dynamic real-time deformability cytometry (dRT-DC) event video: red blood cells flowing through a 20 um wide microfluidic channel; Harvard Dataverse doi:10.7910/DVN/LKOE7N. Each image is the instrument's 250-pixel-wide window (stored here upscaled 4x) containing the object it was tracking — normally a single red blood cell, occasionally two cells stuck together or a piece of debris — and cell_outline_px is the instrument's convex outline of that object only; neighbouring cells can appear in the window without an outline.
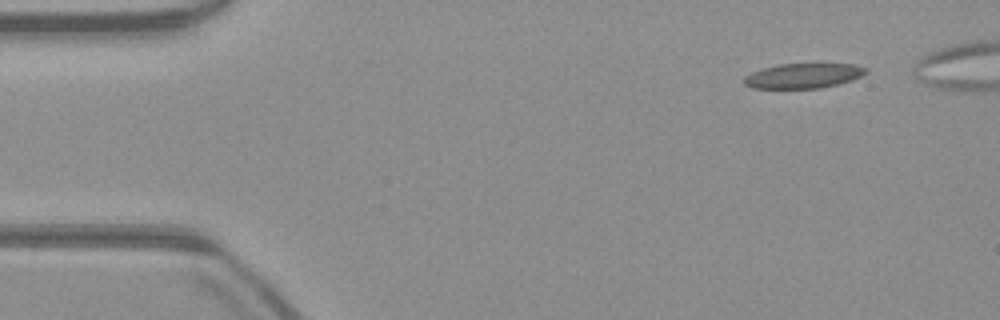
{"species": "common noctule bat (a hibernating species)", "species_latin": "Nyctalus noctula", "temperature_condition": "warm", "stored_images_in_passage": 43, "segment_of_instrument_passage": [1, 2], "camera_frame_rate_fps": 3000, "um_per_image_px": 0.085, "animal": {"sex": "male", "body_mass_g": 23.1, "forearm_length_mm": 52.7}, "frame": {"image": 1, "passage_image": 1, "time_ms": 0.0, "image_size_px": [1000, 320], "cell_outline_px": [[868, 72], [852, 80], [840, 84], [820, 88], [752, 88], [744, 84], [744, 76], [752, 72], [776, 64], [856, 64], [868, 68]], "centroid_in_image_um": [68.3, 6.44], "position_along_channel_um": 16.7, "area_um2": 17.74}}
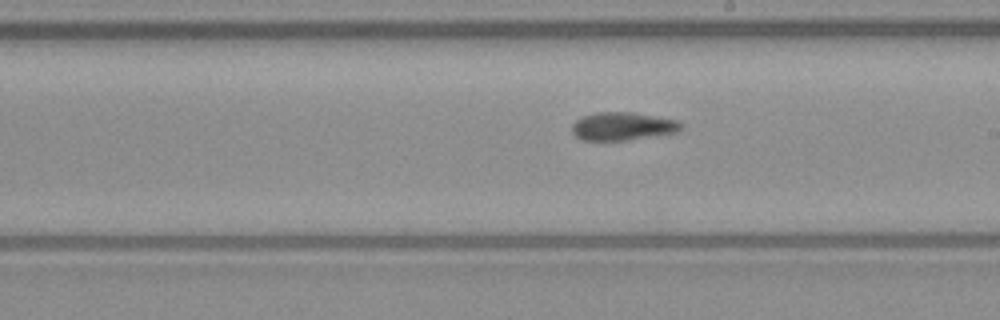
{"frame": {"image": 2, "passage_image": 25, "time_ms": 8.0, "image_size_px": [1000, 320], "cell_outline_px": [[684, 128], [680, 132], [628, 140], [580, 140], [572, 132], [572, 124], [576, 120], [584, 116], [596, 112], [632, 112], [676, 120], [684, 124]], "centroid_in_image_um": [52.96, 10.74], "position_along_channel_um": 236.0, "area_um2": 17.98}}
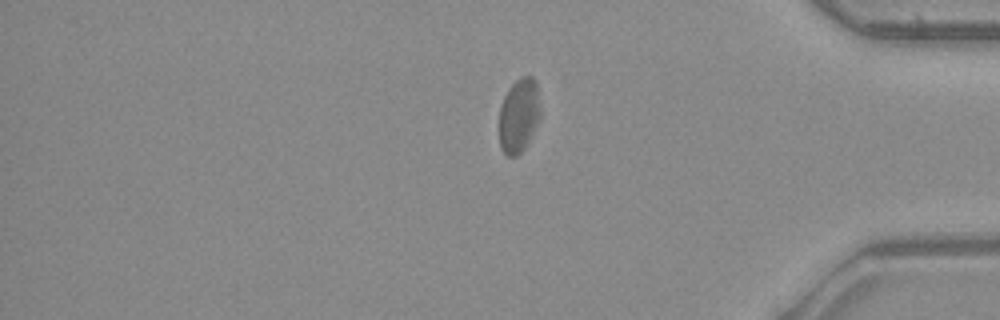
{"frame": {"image": 3, "passage_image": 39, "time_ms": 12.667, "image_size_px": [1000, 320], "cell_outline_px": [[540, 120], [524, 148], [516, 156], [508, 156], [500, 148], [500, 108], [504, 96], [508, 88], [520, 76], [532, 76], [536, 80], [540, 108]], "centroid_in_image_um": [44.12, 9.78], "position_along_channel_um": 391.1, "area_um2": 17.8}}